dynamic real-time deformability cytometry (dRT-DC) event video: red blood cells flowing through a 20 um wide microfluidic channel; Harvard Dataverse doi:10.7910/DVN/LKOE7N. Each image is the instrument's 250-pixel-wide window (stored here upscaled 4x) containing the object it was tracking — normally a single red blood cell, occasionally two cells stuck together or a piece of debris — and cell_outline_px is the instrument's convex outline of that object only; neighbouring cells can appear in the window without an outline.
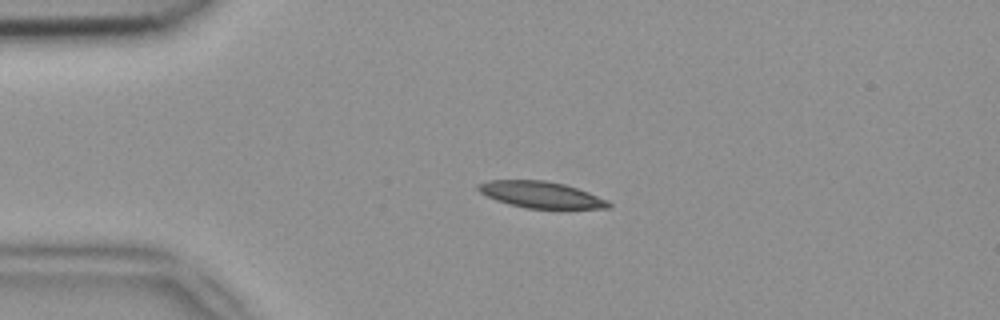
{"species": "common noctule bat (a hibernating species)", "species_latin": "Nyctalus noctula", "temperature_condition": "room temperature", "stored_images_in_passage": 41, "camera_frame_rate_fps": 3000, "um_per_image_px": 0.085, "animal": {"sex": "female", "body_mass_g": 18.4}, "frame": {"image": 1, "passage_image": 1, "time_ms": 0.0, "image_size_px": [1000, 320], "cell_outline_px": [[612, 208], [528, 208], [508, 204], [496, 200], [480, 192], [476, 188], [476, 184], [488, 180], [544, 180], [564, 184], [588, 192], [608, 200], [612, 204]], "centroid_in_image_um": [45.96, 16.54], "position_along_channel_um": 39.0, "area_um2": 20.0}}
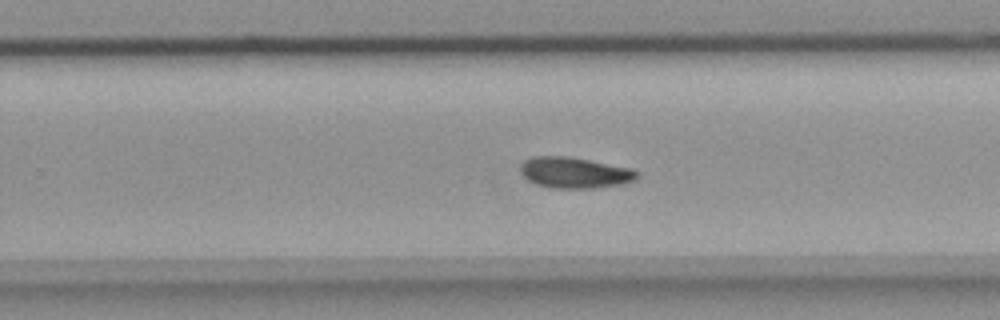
{"frame": {"image": 2, "passage_image": 22, "time_ms": 7.0, "image_size_px": [1000, 320], "cell_outline_px": [[640, 176], [636, 180], [624, 184], [592, 188], [552, 188], [536, 184], [528, 180], [524, 176], [520, 168], [520, 164], [524, 160], [532, 156], [568, 156], [632, 168]], "centroid_in_image_um": [48.85, 14.67], "position_along_channel_um": 280.9, "area_um2": 21.15}}
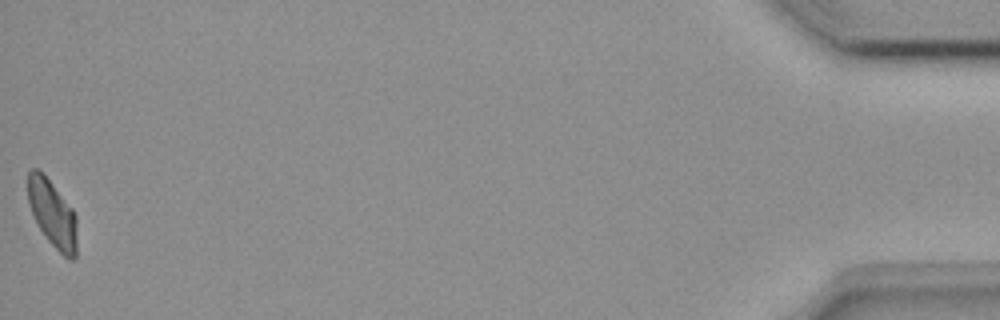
{"frame": {"image": 3, "passage_image": 41, "time_ms": 13.333, "image_size_px": [1000, 320], "cell_outline_px": [[76, 256], [72, 260], [68, 260], [48, 240], [40, 228], [32, 212], [28, 200], [28, 172], [32, 168], [36, 168], [52, 184], [72, 208], [76, 216]], "centroid_in_image_um": [4.47, 18.19], "position_along_channel_um": 430.7, "area_um2": 18.73}, "authors_computed_cell_mechanics": {"area_um2": 20.3456, "velocity_mm_per_s": 3.8972, "shape_relaxation_time_tau1_ms": 4.2657, "shape_relaxation_time_tau2_ms": null, "deformation_change_tau1": 0.1349, "deformation_change_tau2": null}}